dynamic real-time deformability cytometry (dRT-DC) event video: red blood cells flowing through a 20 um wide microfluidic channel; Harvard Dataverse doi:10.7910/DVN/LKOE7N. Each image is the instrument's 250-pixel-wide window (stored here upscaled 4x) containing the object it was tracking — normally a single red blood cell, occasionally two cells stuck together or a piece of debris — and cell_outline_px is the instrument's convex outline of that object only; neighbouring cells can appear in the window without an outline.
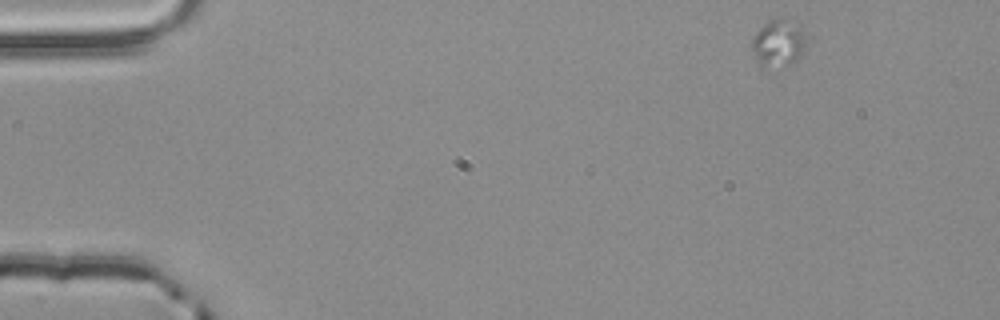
{"species": "common noctule bat (a hibernating species)", "species_latin": "Nyctalus noctula", "temperature_condition": "room temperature", "stored_images_in_passage": 16, "camera_frame_rate_fps": 3000, "um_per_image_px": 0.085, "animal": {"sex": "male", "body_mass_g": 20.4}, "frame": {"image": 1, "passage_image": 1, "time_ms": 0.0, "image_size_px": [1000, 320], "cell_outline_px": [[804, 48], [796, 64], [760, 68], [752, 48], [752, 40], [756, 32], [768, 20], [792, 16], [804, 32]], "centroid_in_image_um": [66.18, 3.64], "position_along_channel_um": 18.8, "area_um2": 15.26}}